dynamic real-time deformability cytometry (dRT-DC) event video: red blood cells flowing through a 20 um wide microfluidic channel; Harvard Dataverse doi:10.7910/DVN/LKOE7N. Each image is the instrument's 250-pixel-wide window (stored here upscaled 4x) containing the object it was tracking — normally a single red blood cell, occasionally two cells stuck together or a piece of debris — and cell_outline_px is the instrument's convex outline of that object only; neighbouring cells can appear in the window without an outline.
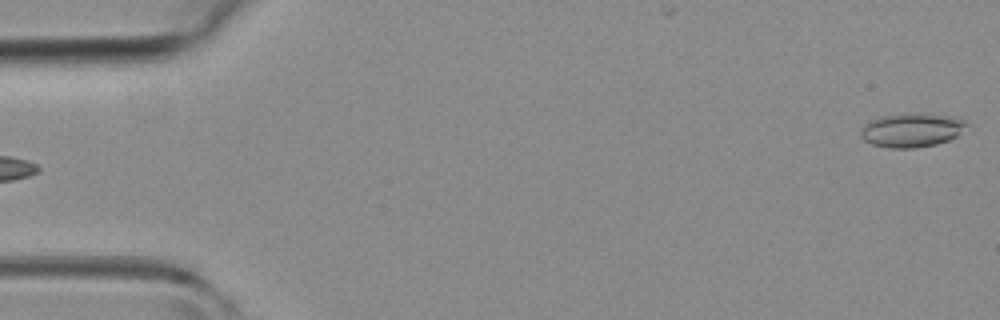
{"species": "common noctule bat (a hibernating species)", "species_latin": "Nyctalus noctula", "temperature_condition": "room temperature", "stored_images_in_passage": 3, "segment_of_instrument_passage": [2, 2], "camera_frame_rate_fps": 3000, "um_per_image_px": 0.085, "animal": {"sex": "female", "body_mass_g": 19.3, "forearm_length_mm": 54.1}, "frame": {"image": 1, "passage_image": 3, "time_ms": 2.333, "image_size_px": [1000, 320], "cell_outline_px": [[968, 124], [956, 136], [948, 140], [936, 144], [916, 148], [888, 148], [872, 144], [864, 140], [860, 136], [860, 132], [864, 124], [868, 120], [880, 116], [904, 112], [916, 112], [960, 116]], "centroid_in_image_um": [77.48, 11.02], "position_along_channel_um": 7.5, "area_um2": 21.56}}